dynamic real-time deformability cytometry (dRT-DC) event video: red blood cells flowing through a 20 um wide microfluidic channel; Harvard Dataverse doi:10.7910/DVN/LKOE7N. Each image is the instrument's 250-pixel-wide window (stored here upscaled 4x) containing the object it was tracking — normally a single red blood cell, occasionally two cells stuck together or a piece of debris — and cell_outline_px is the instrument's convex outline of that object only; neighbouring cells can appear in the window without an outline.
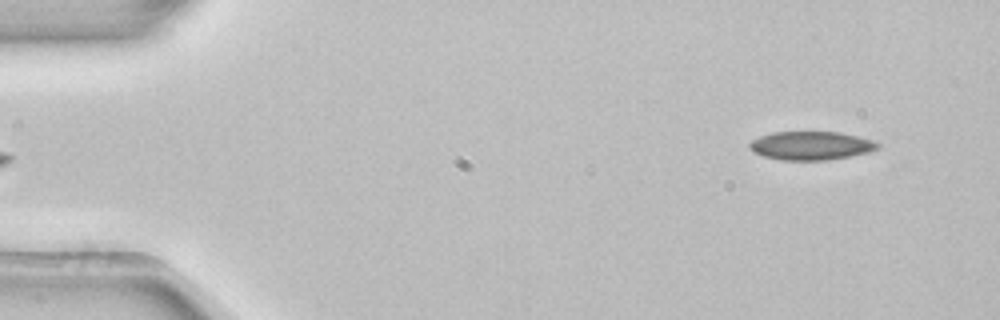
{"species": "common noctule bat (a hibernating species)", "species_latin": "Nyctalus noctula", "temperature_condition": "room temperature", "stored_images_in_passage": 3, "camera_frame_rate_fps": 3000, "um_per_image_px": 0.085, "animal": {"sex": "female", "body_mass_g": 22.7, "forearm_length_mm": 54.2}, "frame": {"image": 1, "passage_image": 1, "time_ms": 0.0, "image_size_px": [1000, 320], "cell_outline_px": [[880, 148], [868, 152], [828, 160], [780, 160], [764, 156], [756, 152], [748, 144], [752, 140], [760, 136], [772, 132], [840, 132], [872, 140], [880, 144]], "centroid_in_image_um": [68.95, 12.37], "position_along_channel_um": 16.0, "area_um2": 21.1}}